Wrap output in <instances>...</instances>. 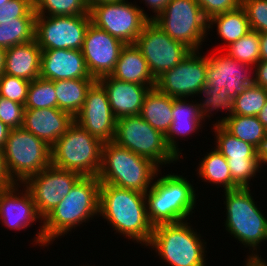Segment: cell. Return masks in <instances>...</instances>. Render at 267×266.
I'll use <instances>...</instances> for the list:
<instances>
[{
    "label": "cell",
    "mask_w": 267,
    "mask_h": 266,
    "mask_svg": "<svg viewBox=\"0 0 267 266\" xmlns=\"http://www.w3.org/2000/svg\"><path fill=\"white\" fill-rule=\"evenodd\" d=\"M114 142L149 159L160 169L181 161L168 148L165 135L153 128L140 115L117 120Z\"/></svg>",
    "instance_id": "obj_9"
},
{
    "label": "cell",
    "mask_w": 267,
    "mask_h": 266,
    "mask_svg": "<svg viewBox=\"0 0 267 266\" xmlns=\"http://www.w3.org/2000/svg\"><path fill=\"white\" fill-rule=\"evenodd\" d=\"M11 128L0 120V148L3 149Z\"/></svg>",
    "instance_id": "obj_47"
},
{
    "label": "cell",
    "mask_w": 267,
    "mask_h": 266,
    "mask_svg": "<svg viewBox=\"0 0 267 266\" xmlns=\"http://www.w3.org/2000/svg\"><path fill=\"white\" fill-rule=\"evenodd\" d=\"M100 184L97 176H82L69 194L43 218L44 247L82 223L99 217Z\"/></svg>",
    "instance_id": "obj_2"
},
{
    "label": "cell",
    "mask_w": 267,
    "mask_h": 266,
    "mask_svg": "<svg viewBox=\"0 0 267 266\" xmlns=\"http://www.w3.org/2000/svg\"><path fill=\"white\" fill-rule=\"evenodd\" d=\"M74 121L103 143L114 141L117 119L111 110L107 92L98 80L87 90L83 107Z\"/></svg>",
    "instance_id": "obj_18"
},
{
    "label": "cell",
    "mask_w": 267,
    "mask_h": 266,
    "mask_svg": "<svg viewBox=\"0 0 267 266\" xmlns=\"http://www.w3.org/2000/svg\"><path fill=\"white\" fill-rule=\"evenodd\" d=\"M244 266H261L258 262H250V261H245Z\"/></svg>",
    "instance_id": "obj_52"
},
{
    "label": "cell",
    "mask_w": 267,
    "mask_h": 266,
    "mask_svg": "<svg viewBox=\"0 0 267 266\" xmlns=\"http://www.w3.org/2000/svg\"><path fill=\"white\" fill-rule=\"evenodd\" d=\"M257 117L259 121L262 123V125L267 129V101L264 108L259 112Z\"/></svg>",
    "instance_id": "obj_49"
},
{
    "label": "cell",
    "mask_w": 267,
    "mask_h": 266,
    "mask_svg": "<svg viewBox=\"0 0 267 266\" xmlns=\"http://www.w3.org/2000/svg\"><path fill=\"white\" fill-rule=\"evenodd\" d=\"M196 96H199V98L202 97V99L196 103L198 104V110L203 125H205L204 123L208 119L211 120L210 117L214 116L213 114L218 113V111H222V113L225 111V114H227L225 117L221 116L219 117L220 119H216V122L214 121V124H212V128L223 127L226 118L234 115V99L227 93V87H222L221 90L218 91V89L212 88V86L204 85L196 92L194 97L196 98Z\"/></svg>",
    "instance_id": "obj_28"
},
{
    "label": "cell",
    "mask_w": 267,
    "mask_h": 266,
    "mask_svg": "<svg viewBox=\"0 0 267 266\" xmlns=\"http://www.w3.org/2000/svg\"><path fill=\"white\" fill-rule=\"evenodd\" d=\"M223 128L234 137L251 144L259 152L267 140V129L257 116H230L226 118Z\"/></svg>",
    "instance_id": "obj_32"
},
{
    "label": "cell",
    "mask_w": 267,
    "mask_h": 266,
    "mask_svg": "<svg viewBox=\"0 0 267 266\" xmlns=\"http://www.w3.org/2000/svg\"><path fill=\"white\" fill-rule=\"evenodd\" d=\"M24 112L23 104L0 97V120L9 128L22 127Z\"/></svg>",
    "instance_id": "obj_41"
},
{
    "label": "cell",
    "mask_w": 267,
    "mask_h": 266,
    "mask_svg": "<svg viewBox=\"0 0 267 266\" xmlns=\"http://www.w3.org/2000/svg\"><path fill=\"white\" fill-rule=\"evenodd\" d=\"M73 122L74 117L59 108L25 109L22 128L51 147Z\"/></svg>",
    "instance_id": "obj_23"
},
{
    "label": "cell",
    "mask_w": 267,
    "mask_h": 266,
    "mask_svg": "<svg viewBox=\"0 0 267 266\" xmlns=\"http://www.w3.org/2000/svg\"><path fill=\"white\" fill-rule=\"evenodd\" d=\"M222 192L225 195V230L242 246L249 247L250 254L245 256V261L257 262L261 258L260 246L267 241V217L260 210L250 187Z\"/></svg>",
    "instance_id": "obj_4"
},
{
    "label": "cell",
    "mask_w": 267,
    "mask_h": 266,
    "mask_svg": "<svg viewBox=\"0 0 267 266\" xmlns=\"http://www.w3.org/2000/svg\"><path fill=\"white\" fill-rule=\"evenodd\" d=\"M98 81L105 88L111 110L118 120L123 117L140 115L142 104L150 86L134 82H124L111 75L103 76Z\"/></svg>",
    "instance_id": "obj_22"
},
{
    "label": "cell",
    "mask_w": 267,
    "mask_h": 266,
    "mask_svg": "<svg viewBox=\"0 0 267 266\" xmlns=\"http://www.w3.org/2000/svg\"><path fill=\"white\" fill-rule=\"evenodd\" d=\"M152 21L173 40L192 51L203 52V42L208 38V19L196 0H170Z\"/></svg>",
    "instance_id": "obj_10"
},
{
    "label": "cell",
    "mask_w": 267,
    "mask_h": 266,
    "mask_svg": "<svg viewBox=\"0 0 267 266\" xmlns=\"http://www.w3.org/2000/svg\"><path fill=\"white\" fill-rule=\"evenodd\" d=\"M211 149L207 154L205 153L204 158L202 157L197 165V170H195L197 178L217 188L223 186V191L240 188L232 180L227 159L215 147Z\"/></svg>",
    "instance_id": "obj_29"
},
{
    "label": "cell",
    "mask_w": 267,
    "mask_h": 266,
    "mask_svg": "<svg viewBox=\"0 0 267 266\" xmlns=\"http://www.w3.org/2000/svg\"><path fill=\"white\" fill-rule=\"evenodd\" d=\"M216 26V35H219L224 46H229L233 42L250 32L251 28L245 10L240 7L236 10L217 14L208 20V34L210 29Z\"/></svg>",
    "instance_id": "obj_30"
},
{
    "label": "cell",
    "mask_w": 267,
    "mask_h": 266,
    "mask_svg": "<svg viewBox=\"0 0 267 266\" xmlns=\"http://www.w3.org/2000/svg\"><path fill=\"white\" fill-rule=\"evenodd\" d=\"M30 81L5 73L0 75V97L25 105Z\"/></svg>",
    "instance_id": "obj_38"
},
{
    "label": "cell",
    "mask_w": 267,
    "mask_h": 266,
    "mask_svg": "<svg viewBox=\"0 0 267 266\" xmlns=\"http://www.w3.org/2000/svg\"><path fill=\"white\" fill-rule=\"evenodd\" d=\"M202 237L188 220L160 224L154 227L146 247L169 266H206L209 248Z\"/></svg>",
    "instance_id": "obj_6"
},
{
    "label": "cell",
    "mask_w": 267,
    "mask_h": 266,
    "mask_svg": "<svg viewBox=\"0 0 267 266\" xmlns=\"http://www.w3.org/2000/svg\"><path fill=\"white\" fill-rule=\"evenodd\" d=\"M123 0H87L89 8L92 6H97L103 3H116V2H121Z\"/></svg>",
    "instance_id": "obj_50"
},
{
    "label": "cell",
    "mask_w": 267,
    "mask_h": 266,
    "mask_svg": "<svg viewBox=\"0 0 267 266\" xmlns=\"http://www.w3.org/2000/svg\"><path fill=\"white\" fill-rule=\"evenodd\" d=\"M254 84L267 90V61H259L254 66Z\"/></svg>",
    "instance_id": "obj_43"
},
{
    "label": "cell",
    "mask_w": 267,
    "mask_h": 266,
    "mask_svg": "<svg viewBox=\"0 0 267 266\" xmlns=\"http://www.w3.org/2000/svg\"><path fill=\"white\" fill-rule=\"evenodd\" d=\"M260 165L261 169L267 166V140L264 143L262 150L260 151Z\"/></svg>",
    "instance_id": "obj_48"
},
{
    "label": "cell",
    "mask_w": 267,
    "mask_h": 266,
    "mask_svg": "<svg viewBox=\"0 0 267 266\" xmlns=\"http://www.w3.org/2000/svg\"><path fill=\"white\" fill-rule=\"evenodd\" d=\"M14 184L5 166L3 149L0 148V188L9 187Z\"/></svg>",
    "instance_id": "obj_45"
},
{
    "label": "cell",
    "mask_w": 267,
    "mask_h": 266,
    "mask_svg": "<svg viewBox=\"0 0 267 266\" xmlns=\"http://www.w3.org/2000/svg\"><path fill=\"white\" fill-rule=\"evenodd\" d=\"M25 109L57 108L54 81L36 78L30 81Z\"/></svg>",
    "instance_id": "obj_36"
},
{
    "label": "cell",
    "mask_w": 267,
    "mask_h": 266,
    "mask_svg": "<svg viewBox=\"0 0 267 266\" xmlns=\"http://www.w3.org/2000/svg\"><path fill=\"white\" fill-rule=\"evenodd\" d=\"M208 59L201 51L191 53L172 69L156 78L155 88L172 98H194L205 85Z\"/></svg>",
    "instance_id": "obj_14"
},
{
    "label": "cell",
    "mask_w": 267,
    "mask_h": 266,
    "mask_svg": "<svg viewBox=\"0 0 267 266\" xmlns=\"http://www.w3.org/2000/svg\"><path fill=\"white\" fill-rule=\"evenodd\" d=\"M95 79H68L54 81L57 108L75 117L83 107L87 90Z\"/></svg>",
    "instance_id": "obj_31"
},
{
    "label": "cell",
    "mask_w": 267,
    "mask_h": 266,
    "mask_svg": "<svg viewBox=\"0 0 267 266\" xmlns=\"http://www.w3.org/2000/svg\"><path fill=\"white\" fill-rule=\"evenodd\" d=\"M103 144L74 121L51 146V165L75 171L82 176H97Z\"/></svg>",
    "instance_id": "obj_7"
},
{
    "label": "cell",
    "mask_w": 267,
    "mask_h": 266,
    "mask_svg": "<svg viewBox=\"0 0 267 266\" xmlns=\"http://www.w3.org/2000/svg\"><path fill=\"white\" fill-rule=\"evenodd\" d=\"M90 14L75 16H35L34 39L41 50H81Z\"/></svg>",
    "instance_id": "obj_12"
},
{
    "label": "cell",
    "mask_w": 267,
    "mask_h": 266,
    "mask_svg": "<svg viewBox=\"0 0 267 266\" xmlns=\"http://www.w3.org/2000/svg\"><path fill=\"white\" fill-rule=\"evenodd\" d=\"M227 48L225 53L231 58L254 67L260 61L259 32L250 30Z\"/></svg>",
    "instance_id": "obj_35"
},
{
    "label": "cell",
    "mask_w": 267,
    "mask_h": 266,
    "mask_svg": "<svg viewBox=\"0 0 267 266\" xmlns=\"http://www.w3.org/2000/svg\"><path fill=\"white\" fill-rule=\"evenodd\" d=\"M123 0L103 3L90 8L91 23L105 30L124 44H134L144 26L150 21L144 7Z\"/></svg>",
    "instance_id": "obj_11"
},
{
    "label": "cell",
    "mask_w": 267,
    "mask_h": 266,
    "mask_svg": "<svg viewBox=\"0 0 267 266\" xmlns=\"http://www.w3.org/2000/svg\"><path fill=\"white\" fill-rule=\"evenodd\" d=\"M6 59V49L0 47V75L3 73L4 64Z\"/></svg>",
    "instance_id": "obj_51"
},
{
    "label": "cell",
    "mask_w": 267,
    "mask_h": 266,
    "mask_svg": "<svg viewBox=\"0 0 267 266\" xmlns=\"http://www.w3.org/2000/svg\"><path fill=\"white\" fill-rule=\"evenodd\" d=\"M36 15L75 16L90 14L87 0H33Z\"/></svg>",
    "instance_id": "obj_34"
},
{
    "label": "cell",
    "mask_w": 267,
    "mask_h": 266,
    "mask_svg": "<svg viewBox=\"0 0 267 266\" xmlns=\"http://www.w3.org/2000/svg\"><path fill=\"white\" fill-rule=\"evenodd\" d=\"M174 98L151 88L144 98L140 116L153 128L166 135L173 121Z\"/></svg>",
    "instance_id": "obj_27"
},
{
    "label": "cell",
    "mask_w": 267,
    "mask_h": 266,
    "mask_svg": "<svg viewBox=\"0 0 267 266\" xmlns=\"http://www.w3.org/2000/svg\"><path fill=\"white\" fill-rule=\"evenodd\" d=\"M251 30L267 33V0H242Z\"/></svg>",
    "instance_id": "obj_39"
},
{
    "label": "cell",
    "mask_w": 267,
    "mask_h": 266,
    "mask_svg": "<svg viewBox=\"0 0 267 266\" xmlns=\"http://www.w3.org/2000/svg\"><path fill=\"white\" fill-rule=\"evenodd\" d=\"M207 59L205 86H212L218 91L222 87H227V93L234 99L237 95L242 94L248 86L254 84V73L251 72L254 67L231 58L225 52L223 54L221 52L217 56L208 55Z\"/></svg>",
    "instance_id": "obj_20"
},
{
    "label": "cell",
    "mask_w": 267,
    "mask_h": 266,
    "mask_svg": "<svg viewBox=\"0 0 267 266\" xmlns=\"http://www.w3.org/2000/svg\"><path fill=\"white\" fill-rule=\"evenodd\" d=\"M124 46L123 42L90 23L81 51L91 77L98 80L110 75L114 71Z\"/></svg>",
    "instance_id": "obj_19"
},
{
    "label": "cell",
    "mask_w": 267,
    "mask_h": 266,
    "mask_svg": "<svg viewBox=\"0 0 267 266\" xmlns=\"http://www.w3.org/2000/svg\"><path fill=\"white\" fill-rule=\"evenodd\" d=\"M134 45L142 52L155 79L175 67L192 51L185 44L170 38L152 20L144 26Z\"/></svg>",
    "instance_id": "obj_13"
},
{
    "label": "cell",
    "mask_w": 267,
    "mask_h": 266,
    "mask_svg": "<svg viewBox=\"0 0 267 266\" xmlns=\"http://www.w3.org/2000/svg\"><path fill=\"white\" fill-rule=\"evenodd\" d=\"M35 17H21L1 21L0 47L8 49L34 40Z\"/></svg>",
    "instance_id": "obj_33"
},
{
    "label": "cell",
    "mask_w": 267,
    "mask_h": 266,
    "mask_svg": "<svg viewBox=\"0 0 267 266\" xmlns=\"http://www.w3.org/2000/svg\"><path fill=\"white\" fill-rule=\"evenodd\" d=\"M41 51L35 39L6 49L3 73L27 81L40 78Z\"/></svg>",
    "instance_id": "obj_25"
},
{
    "label": "cell",
    "mask_w": 267,
    "mask_h": 266,
    "mask_svg": "<svg viewBox=\"0 0 267 266\" xmlns=\"http://www.w3.org/2000/svg\"><path fill=\"white\" fill-rule=\"evenodd\" d=\"M40 78L51 81L94 79L88 72L82 51L76 49L42 50Z\"/></svg>",
    "instance_id": "obj_21"
},
{
    "label": "cell",
    "mask_w": 267,
    "mask_h": 266,
    "mask_svg": "<svg viewBox=\"0 0 267 266\" xmlns=\"http://www.w3.org/2000/svg\"><path fill=\"white\" fill-rule=\"evenodd\" d=\"M7 1H9V0H0V5L3 3H6Z\"/></svg>",
    "instance_id": "obj_54"
},
{
    "label": "cell",
    "mask_w": 267,
    "mask_h": 266,
    "mask_svg": "<svg viewBox=\"0 0 267 266\" xmlns=\"http://www.w3.org/2000/svg\"><path fill=\"white\" fill-rule=\"evenodd\" d=\"M35 16L33 0H9L0 5V24L1 21Z\"/></svg>",
    "instance_id": "obj_40"
},
{
    "label": "cell",
    "mask_w": 267,
    "mask_h": 266,
    "mask_svg": "<svg viewBox=\"0 0 267 266\" xmlns=\"http://www.w3.org/2000/svg\"><path fill=\"white\" fill-rule=\"evenodd\" d=\"M159 170L160 168L149 159L110 141L103 144L97 177L101 184L146 193Z\"/></svg>",
    "instance_id": "obj_5"
},
{
    "label": "cell",
    "mask_w": 267,
    "mask_h": 266,
    "mask_svg": "<svg viewBox=\"0 0 267 266\" xmlns=\"http://www.w3.org/2000/svg\"><path fill=\"white\" fill-rule=\"evenodd\" d=\"M209 20L217 14L236 10L241 7L242 0H196Z\"/></svg>",
    "instance_id": "obj_42"
},
{
    "label": "cell",
    "mask_w": 267,
    "mask_h": 266,
    "mask_svg": "<svg viewBox=\"0 0 267 266\" xmlns=\"http://www.w3.org/2000/svg\"><path fill=\"white\" fill-rule=\"evenodd\" d=\"M142 1L148 10L151 9L150 11L154 13V15H150V20H153L165 9L170 0H140L139 2L142 3Z\"/></svg>",
    "instance_id": "obj_44"
},
{
    "label": "cell",
    "mask_w": 267,
    "mask_h": 266,
    "mask_svg": "<svg viewBox=\"0 0 267 266\" xmlns=\"http://www.w3.org/2000/svg\"><path fill=\"white\" fill-rule=\"evenodd\" d=\"M189 100V98H174L172 109L173 121L165 135L168 148L179 160L181 158L183 159V150L181 147H178V138H188L189 135L192 137L195 133L197 134L200 132L199 129L205 127L201 122V115L198 110L196 98L195 100L191 99L192 102Z\"/></svg>",
    "instance_id": "obj_24"
},
{
    "label": "cell",
    "mask_w": 267,
    "mask_h": 266,
    "mask_svg": "<svg viewBox=\"0 0 267 266\" xmlns=\"http://www.w3.org/2000/svg\"><path fill=\"white\" fill-rule=\"evenodd\" d=\"M260 61H267V33H259Z\"/></svg>",
    "instance_id": "obj_46"
},
{
    "label": "cell",
    "mask_w": 267,
    "mask_h": 266,
    "mask_svg": "<svg viewBox=\"0 0 267 266\" xmlns=\"http://www.w3.org/2000/svg\"><path fill=\"white\" fill-rule=\"evenodd\" d=\"M214 146L226 159L232 180L240 187H250V181L261 174L260 152L251 144L234 137L223 127L212 128Z\"/></svg>",
    "instance_id": "obj_17"
},
{
    "label": "cell",
    "mask_w": 267,
    "mask_h": 266,
    "mask_svg": "<svg viewBox=\"0 0 267 266\" xmlns=\"http://www.w3.org/2000/svg\"><path fill=\"white\" fill-rule=\"evenodd\" d=\"M160 169L151 188L145 193L147 216L155 227L160 224L188 220L197 209L198 189L178 172L164 173ZM159 176V177H158ZM194 210V211H193Z\"/></svg>",
    "instance_id": "obj_3"
},
{
    "label": "cell",
    "mask_w": 267,
    "mask_h": 266,
    "mask_svg": "<svg viewBox=\"0 0 267 266\" xmlns=\"http://www.w3.org/2000/svg\"><path fill=\"white\" fill-rule=\"evenodd\" d=\"M99 215L116 231L114 234L142 246L150 242L154 226L147 216L145 193L100 184Z\"/></svg>",
    "instance_id": "obj_1"
},
{
    "label": "cell",
    "mask_w": 267,
    "mask_h": 266,
    "mask_svg": "<svg viewBox=\"0 0 267 266\" xmlns=\"http://www.w3.org/2000/svg\"><path fill=\"white\" fill-rule=\"evenodd\" d=\"M81 174L49 165L30 176L23 185L30 191L39 215L44 218L69 194Z\"/></svg>",
    "instance_id": "obj_15"
},
{
    "label": "cell",
    "mask_w": 267,
    "mask_h": 266,
    "mask_svg": "<svg viewBox=\"0 0 267 266\" xmlns=\"http://www.w3.org/2000/svg\"><path fill=\"white\" fill-rule=\"evenodd\" d=\"M0 221L7 229L15 231L27 229L39 221L40 228L32 242L44 248L43 224H41L43 218L36 209L30 191L23 184L15 183L12 186L0 188Z\"/></svg>",
    "instance_id": "obj_16"
},
{
    "label": "cell",
    "mask_w": 267,
    "mask_h": 266,
    "mask_svg": "<svg viewBox=\"0 0 267 266\" xmlns=\"http://www.w3.org/2000/svg\"><path fill=\"white\" fill-rule=\"evenodd\" d=\"M261 266H267V260L265 261L264 258H260L258 261H257Z\"/></svg>",
    "instance_id": "obj_53"
},
{
    "label": "cell",
    "mask_w": 267,
    "mask_h": 266,
    "mask_svg": "<svg viewBox=\"0 0 267 266\" xmlns=\"http://www.w3.org/2000/svg\"><path fill=\"white\" fill-rule=\"evenodd\" d=\"M3 154L14 183L23 184L30 176L51 165V147L22 127L10 130Z\"/></svg>",
    "instance_id": "obj_8"
},
{
    "label": "cell",
    "mask_w": 267,
    "mask_h": 266,
    "mask_svg": "<svg viewBox=\"0 0 267 266\" xmlns=\"http://www.w3.org/2000/svg\"><path fill=\"white\" fill-rule=\"evenodd\" d=\"M110 75L124 82H134L155 88L156 79L150 72L142 52L134 44H125Z\"/></svg>",
    "instance_id": "obj_26"
},
{
    "label": "cell",
    "mask_w": 267,
    "mask_h": 266,
    "mask_svg": "<svg viewBox=\"0 0 267 266\" xmlns=\"http://www.w3.org/2000/svg\"><path fill=\"white\" fill-rule=\"evenodd\" d=\"M267 101V90L252 84L234 98V115L257 116Z\"/></svg>",
    "instance_id": "obj_37"
}]
</instances>
